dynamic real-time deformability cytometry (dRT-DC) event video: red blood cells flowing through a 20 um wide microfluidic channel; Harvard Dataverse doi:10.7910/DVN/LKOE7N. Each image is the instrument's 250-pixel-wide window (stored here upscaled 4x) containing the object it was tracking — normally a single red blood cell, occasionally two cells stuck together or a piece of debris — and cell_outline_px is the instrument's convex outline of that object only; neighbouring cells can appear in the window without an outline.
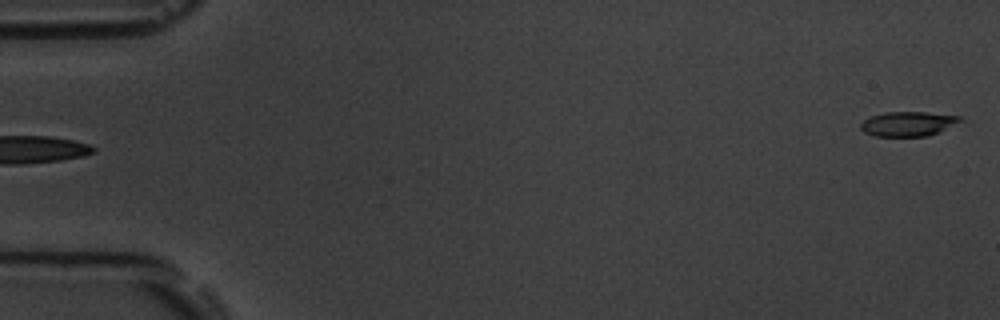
{"species": "common noctule bat (a hibernating species)", "species_latin": "Nyctalus noctula", "temperature_condition": "room temperature", "stored_images_in_passage": 6, "segment_of_instrument_passage": [2, 2], "camera_frame_rate_fps": 3000, "um_per_image_px": 0.085, "animal": {"sex": "male", "body_mass_g": 19.5, "forearm_length_mm": 54.6}, "frame": {"image": 1, "passage_image": 6, "time_ms": 5.667, "image_size_px": [1000, 320], "cell_outline_px": [[964, 120], [940, 132], [928, 136], [876, 136], [864, 132], [860, 128], [860, 124], [864, 120], [872, 116], [884, 112], [924, 112], [960, 116]], "centroid_in_image_um": [77.21, 10.53], "position_along_channel_um": 7.8, "area_um2": 14.28}}